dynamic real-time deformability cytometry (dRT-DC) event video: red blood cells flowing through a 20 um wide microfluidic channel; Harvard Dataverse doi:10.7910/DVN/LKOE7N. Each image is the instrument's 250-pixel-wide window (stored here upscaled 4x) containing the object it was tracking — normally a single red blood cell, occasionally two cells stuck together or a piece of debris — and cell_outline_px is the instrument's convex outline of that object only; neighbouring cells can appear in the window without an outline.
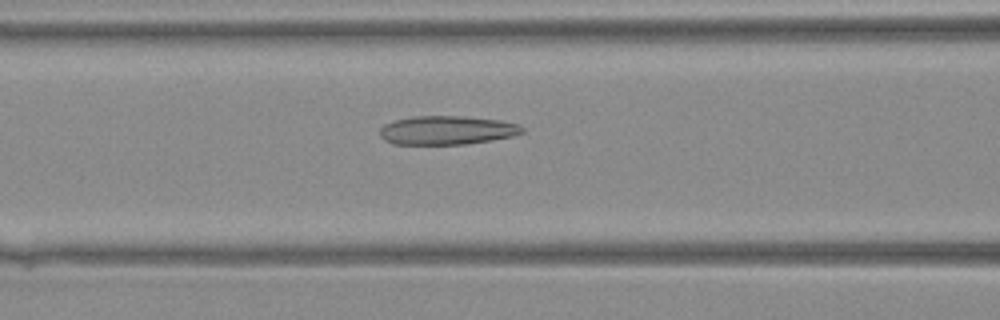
{"species": "Egyptian fruit bat (a non-hibernating species)", "species_latin": "Rousettus aegyptiacus", "temperature_condition": "warm", "stored_images_in_passage": 26, "camera_frame_rate_fps": 3000, "um_per_image_px": 0.085, "animal": {"sex": "female"}, "frame": {"image": 1, "passage_image": 8, "time_ms": 2.333, "image_size_px": [1000, 320], "cell_outline_px": [[524, 132], [512, 136], [492, 140], [468, 144], [396, 144], [384, 140], [380, 136], [380, 128], [384, 124], [396, 120], [412, 116], [464, 116], [500, 120], [520, 124], [524, 128]], "centroid_in_image_um": [38.01, 11.06], "position_along_channel_um": 128.6, "area_um2": 23.99}}
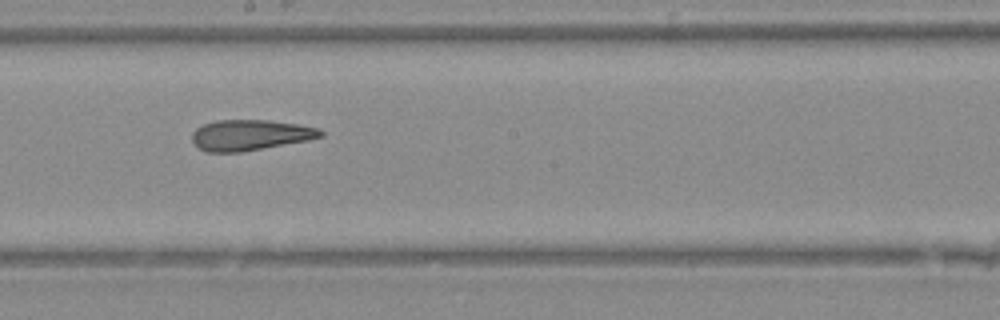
{"frame": {"image": 2, "passage_image": 14, "time_ms": 4.333, "image_size_px": [1000, 320], "cell_outline_px": [[324, 136], [308, 140], [240, 152], [208, 152], [200, 148], [192, 140], [192, 132], [196, 128], [204, 124], [216, 120], [268, 120], [296, 124], [320, 128], [324, 132]], "centroid_in_image_um": [21.28, 11.47], "position_along_channel_um": 226.9, "area_um2": 22.83}}
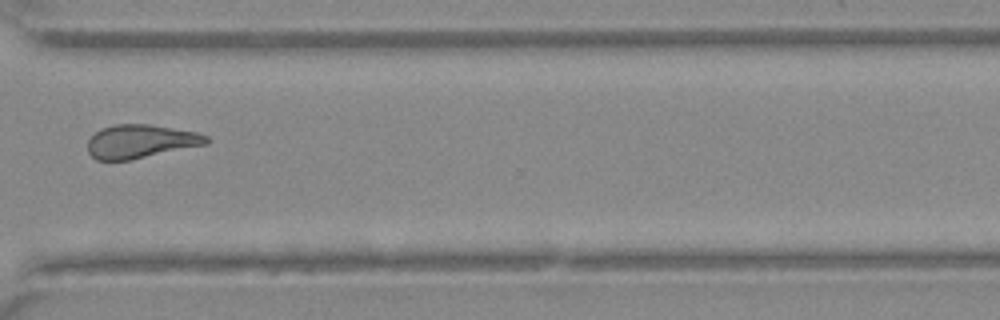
{"frame": {"image": 3, "passage_image": 22, "time_ms": 7.0, "image_size_px": [1000, 320], "cell_outline_px": [[212, 140], [208, 144], [132, 160], [96, 160], [88, 152], [88, 140], [100, 128], [116, 124], [148, 124], [196, 132], [208, 136]], "centroid_in_image_um": [11.98, 12.03], "position_along_channel_um": 358.6, "area_um2": 23.35}}